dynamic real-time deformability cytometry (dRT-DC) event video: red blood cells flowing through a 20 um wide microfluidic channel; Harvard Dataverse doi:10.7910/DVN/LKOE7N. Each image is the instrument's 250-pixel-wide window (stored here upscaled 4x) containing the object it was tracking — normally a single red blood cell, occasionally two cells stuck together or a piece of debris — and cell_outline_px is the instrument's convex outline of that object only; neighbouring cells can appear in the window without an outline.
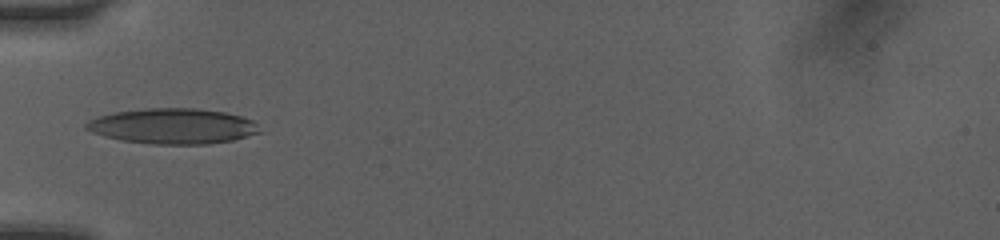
{"species": "human", "species_latin": "Homo sapiens", "temperature_condition": "room temperature", "stored_images_in_passage": 7, "camera_frame_rate_fps": 3000, "um_per_image_px": 0.085, "donor": {"sex": "female"}, "frame": {"image": 1, "passage_image": 5, "time_ms": 3.333, "image_size_px": [1000, 240], "cell_outline_px": [[264, 132], [232, 140], [208, 144], [152, 144], [124, 140], [92, 132], [84, 128], [84, 124], [88, 120], [96, 116], [116, 112], [148, 108], [196, 108], [224, 112], [240, 116], [252, 120]], "centroid_in_image_um": [14.71, 10.72], "position_along_channel_um": 70.3, "area_um2": 35.72}}
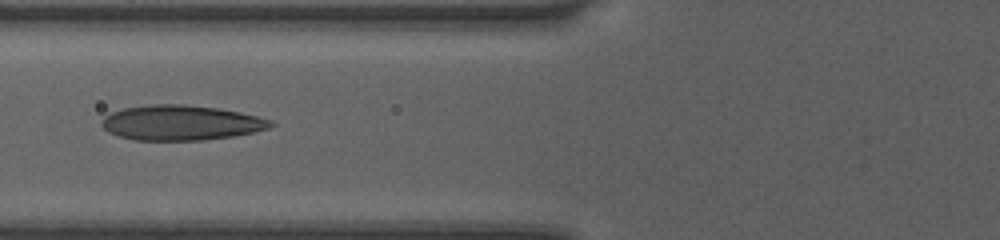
{"frame": {"image": 2, "passage_image": 6, "time_ms": 4.333, "image_size_px": [1000, 240], "cell_outline_px": [[276, 124], [268, 128], [252, 132], [232, 136], [204, 140], [132, 140], [108, 132], [100, 124], [100, 120], [104, 116], [112, 112], [124, 108], [152, 104], [184, 104], [216, 108], [240, 112], [272, 120]], "centroid_in_image_um": [15.35, 10.43], "position_along_channel_um": 110.4, "area_um2": 34.45}}